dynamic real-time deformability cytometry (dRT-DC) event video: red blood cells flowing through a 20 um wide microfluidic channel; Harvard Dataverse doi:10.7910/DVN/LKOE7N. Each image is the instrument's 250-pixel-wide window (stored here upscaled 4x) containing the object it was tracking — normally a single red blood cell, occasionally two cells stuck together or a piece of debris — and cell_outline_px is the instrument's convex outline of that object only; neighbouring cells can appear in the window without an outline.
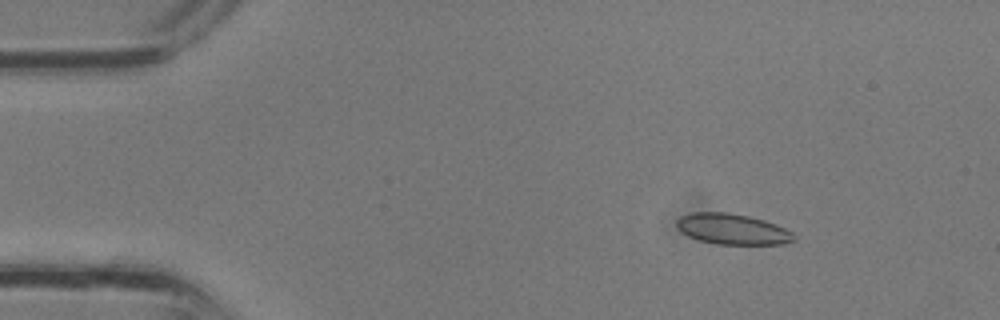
{"species": "common noctule bat (a hibernating species)", "species_latin": "Nyctalus noctula", "temperature_condition": "room temperature", "stored_images_in_passage": 35, "camera_frame_rate_fps": 3000, "um_per_image_px": 0.085, "animal": {"sex": "male", "body_mass_g": 13.3}, "frame": {"image": 1, "passage_image": 5, "time_ms": 1.333, "image_size_px": [1000, 320], "cell_outline_px": [[796, 240], [784, 244], [716, 244], [700, 240], [688, 236], [676, 224], [676, 220], [680, 216], [688, 212], [728, 212], [748, 216], [764, 220], [776, 224], [792, 232], [796, 236]], "centroid_in_image_um": [62.27, 19.47], "position_along_channel_um": 22.7, "area_um2": 20.98}}
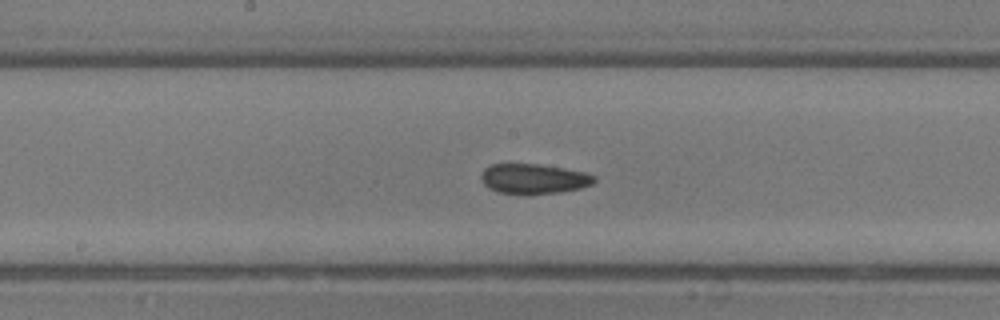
{"frame": {"image": 2, "passage_image": 18, "time_ms": 5.667, "image_size_px": [1000, 320], "cell_outline_px": [[596, 180], [592, 184], [580, 188], [560, 192], [528, 196], [520, 196], [496, 192], [484, 184], [480, 180], [480, 176], [484, 168], [492, 164], [540, 164], [564, 168], [584, 172], [596, 176]], "centroid_in_image_um": [45.33, 15.23], "position_along_channel_um": 202.9, "area_um2": 20.35}}
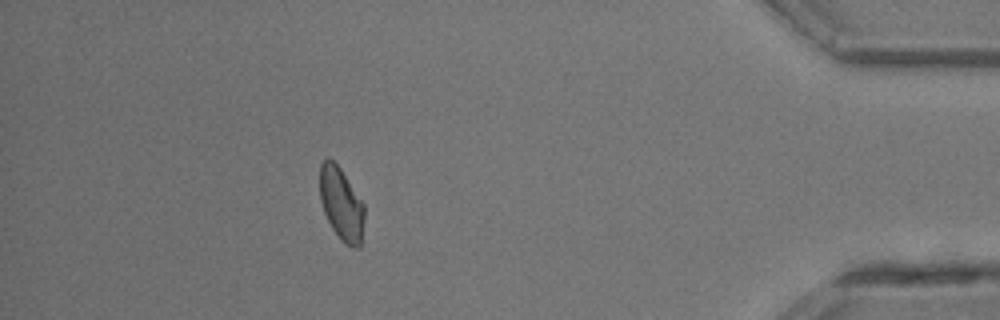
{"frame": {"image": 3, "passage_image": 31, "time_ms": 10.0, "image_size_px": [1000, 320], "cell_outline_px": [[364, 220], [360, 248], [352, 248], [332, 228], [324, 212], [320, 200], [320, 164], [328, 156], [340, 168], [364, 204]], "centroid_in_image_um": [29.01, 17.31], "position_along_channel_um": 406.2, "area_um2": 18.61}}